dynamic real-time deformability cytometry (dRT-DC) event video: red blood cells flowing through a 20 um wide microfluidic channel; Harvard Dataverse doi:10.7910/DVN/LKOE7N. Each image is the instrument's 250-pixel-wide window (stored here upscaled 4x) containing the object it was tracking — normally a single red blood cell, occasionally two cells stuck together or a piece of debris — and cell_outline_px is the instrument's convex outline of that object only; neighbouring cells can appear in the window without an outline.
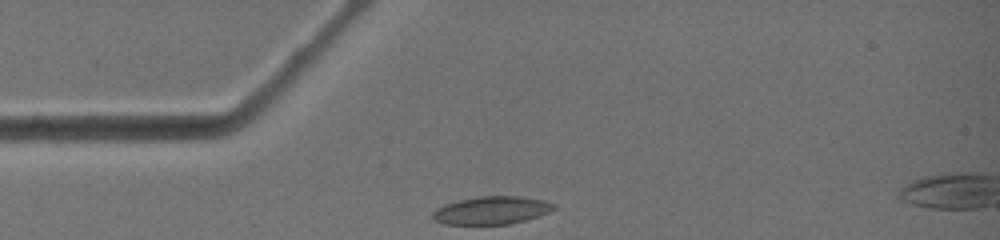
{"species": "common noctule bat (a hibernating species)", "species_latin": "Nyctalus noctula", "temperature_condition": "warm", "stored_images_in_passage": 2, "camera_frame_rate_fps": 3000, "um_per_image_px": 0.085, "animal": {"sex": "female", "body_mass_g": 19.0, "forearm_length_mm": 51.5}, "frame": {"image": 1, "passage_image": 1, "time_ms": 0.0, "image_size_px": [1000, 240], "cell_outline_px": [[556, 208], [540, 216], [508, 224], [444, 224], [432, 220], [432, 212], [436, 208], [444, 204], [476, 196], [520, 196], [544, 200], [556, 204]], "centroid_in_image_um": [41.77, 17.87], "position_along_channel_um": 43.2, "area_um2": 19.83}}